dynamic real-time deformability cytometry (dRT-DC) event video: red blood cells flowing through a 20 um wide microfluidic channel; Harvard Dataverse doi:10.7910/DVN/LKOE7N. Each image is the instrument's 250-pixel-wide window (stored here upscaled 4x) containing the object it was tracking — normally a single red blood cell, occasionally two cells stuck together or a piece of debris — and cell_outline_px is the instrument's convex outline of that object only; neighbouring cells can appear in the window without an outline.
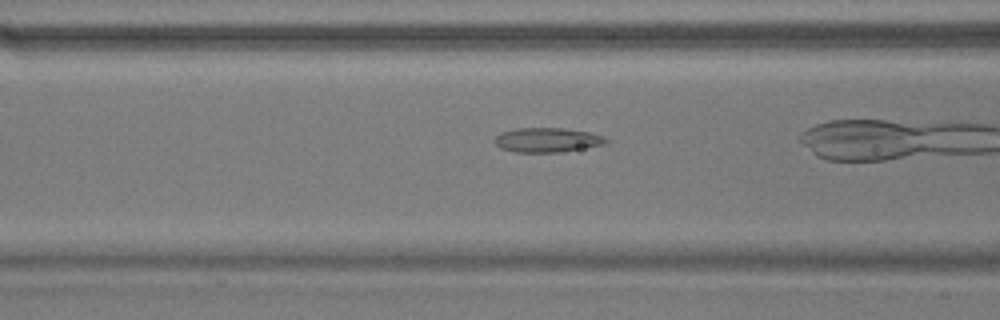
{"species": "common noctule bat (a hibernating species)", "species_latin": "Nyctalus noctula", "temperature_condition": "warm", "stored_images_in_passage": 31, "camera_frame_rate_fps": 3000, "um_per_image_px": 0.085, "animal": {"sex": "male", "body_mass_g": 17.9}, "frame": {"image": 1, "passage_image": 10, "time_ms": 3.0, "image_size_px": [1000, 320], "cell_outline_px": [[608, 140], [604, 144], [560, 152], [516, 152], [500, 148], [496, 144], [496, 136], [500, 132], [516, 128], [564, 128], [588, 132], [604, 136]], "centroid_in_image_um": [46.49, 11.89], "position_along_channel_um": 120.1, "area_um2": 15.72}}
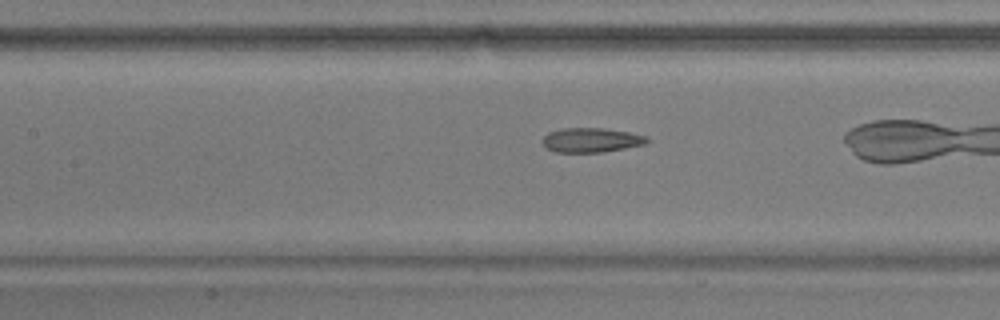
{"frame": {"image": 2, "passage_image": 13, "time_ms": 4.0, "image_size_px": [1000, 320], "cell_outline_px": [[652, 140], [644, 144], [624, 148], [600, 152], [556, 152], [548, 148], [540, 140], [548, 132], [560, 128], [604, 128], [628, 132], [648, 136]], "centroid_in_image_um": [50.26, 11.89], "position_along_channel_um": 157.1, "area_um2": 14.91}}